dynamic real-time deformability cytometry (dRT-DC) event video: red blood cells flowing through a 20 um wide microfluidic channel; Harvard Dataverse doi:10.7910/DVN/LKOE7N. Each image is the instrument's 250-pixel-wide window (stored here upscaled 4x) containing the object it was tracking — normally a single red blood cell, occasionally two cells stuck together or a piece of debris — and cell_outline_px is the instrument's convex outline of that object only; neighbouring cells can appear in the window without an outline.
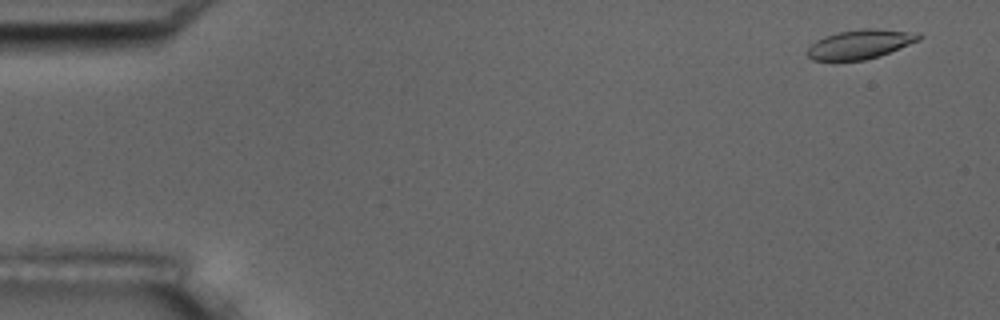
{"species": "common noctule bat (a hibernating species)", "species_latin": "Nyctalus noctula", "temperature_condition": "room temperature", "stored_images_in_passage": 6, "camera_frame_rate_fps": 3000, "um_per_image_px": 0.085, "animal": {"sex": "male", "body_mass_g": 17.5, "forearm_length_mm": 52.3}, "frame": {"image": 1, "passage_image": 1, "time_ms": 0.0, "image_size_px": [1000, 320], "cell_outline_px": [[924, 36], [920, 40], [880, 56], [864, 60], [812, 60], [808, 56], [808, 48], [816, 40], [824, 36], [840, 32], [864, 28], [872, 28], [920, 32]], "centroid_in_image_um": [73.18, 3.74], "position_along_channel_um": 11.8, "area_um2": 19.02}}